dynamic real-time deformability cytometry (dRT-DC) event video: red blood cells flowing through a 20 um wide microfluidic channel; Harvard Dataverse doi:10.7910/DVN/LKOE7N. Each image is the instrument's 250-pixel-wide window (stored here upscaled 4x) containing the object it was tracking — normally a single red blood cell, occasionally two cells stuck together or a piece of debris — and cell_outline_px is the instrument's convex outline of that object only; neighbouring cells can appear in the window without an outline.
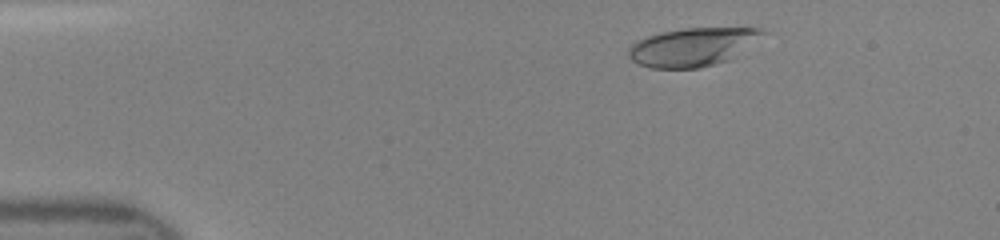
{"species": "human", "species_latin": "Homo sapiens", "temperature_condition": "room temperature", "stored_images_in_passage": 41, "camera_frame_rate_fps": 3000, "um_per_image_px": 0.085, "donor": {"sex": "female"}, "frame": {"image": 1, "passage_image": 1, "time_ms": 0.0, "image_size_px": [1000, 240], "cell_outline_px": [[768, 32], [728, 60], [700, 68], [652, 68], [640, 64], [632, 60], [628, 56], [628, 48], [636, 40], [648, 36], [664, 32], [684, 28], [764, 28]], "centroid_in_image_um": [58.85, 3.99], "position_along_channel_um": 26.1, "area_um2": 29.65}}
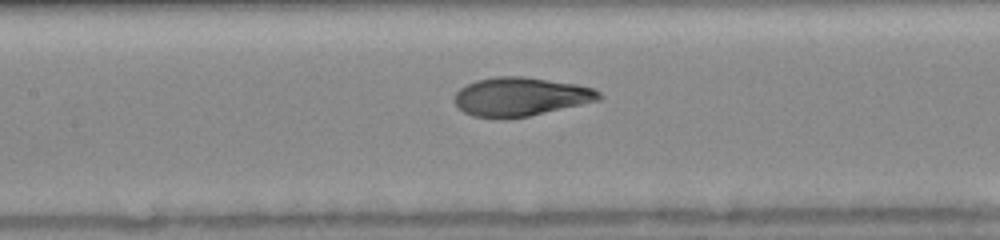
{"frame": {"image": 2, "passage_image": 16, "time_ms": 5.0, "image_size_px": [1000, 240], "cell_outline_px": [[604, 96], [600, 100], [528, 116], [472, 116], [464, 112], [452, 100], [456, 92], [464, 84], [476, 80], [496, 76], [524, 76], [576, 84], [592, 88], [600, 92]], "centroid_in_image_um": [44.24, 8.18], "position_along_channel_um": 163.2, "area_um2": 32.19}}
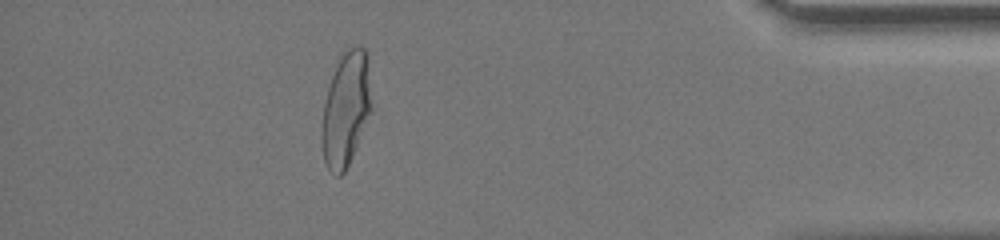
{"frame": {"image": 3, "passage_image": 36, "time_ms": 11.667, "image_size_px": [1000, 240], "cell_outline_px": [[372, 112], [356, 148], [344, 172], [340, 176], [336, 176], [328, 168], [324, 160], [320, 140], [320, 132], [324, 104], [328, 88], [332, 76], [340, 60], [356, 44], [360, 44], [368, 52], [372, 104]], "centroid_in_image_um": [29.43, 9.31], "position_along_channel_um": 405.8, "area_um2": 33.23}}